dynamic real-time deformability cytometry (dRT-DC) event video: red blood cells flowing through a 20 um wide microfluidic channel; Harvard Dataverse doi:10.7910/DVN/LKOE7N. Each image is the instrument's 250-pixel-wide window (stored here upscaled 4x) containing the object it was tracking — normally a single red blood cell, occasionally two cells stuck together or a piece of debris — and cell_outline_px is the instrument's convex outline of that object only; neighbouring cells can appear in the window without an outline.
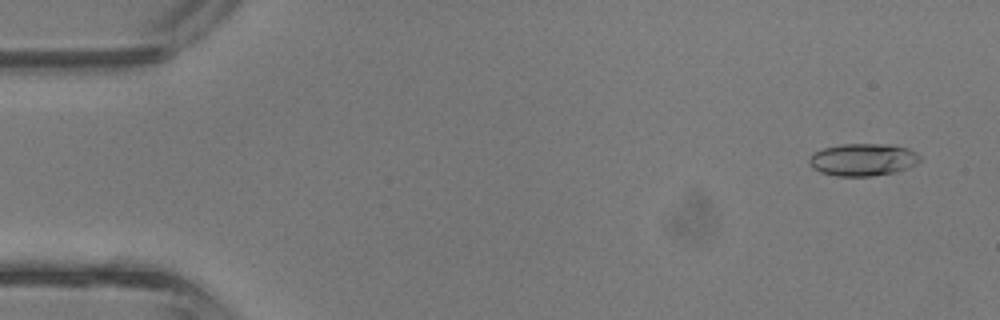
{"species": "common noctule bat (a hibernating species)", "species_latin": "Nyctalus noctula", "temperature_condition": "room temperature", "stored_images_in_passage": 5, "camera_frame_rate_fps": 3000, "um_per_image_px": 0.085, "animal": {"sex": "male", "body_mass_g": 13.3}, "frame": {"image": 1, "passage_image": 1, "time_ms": 0.0, "image_size_px": [1000, 320], "cell_outline_px": [[920, 160], [916, 164], [908, 168], [896, 172], [872, 176], [836, 176], [820, 172], [812, 168], [808, 164], [808, 160], [812, 152], [824, 148], [840, 144], [892, 144], [908, 148], [916, 152], [920, 156]], "centroid_in_image_um": [73.33, 13.57], "position_along_channel_um": 11.7, "area_um2": 21.21}}
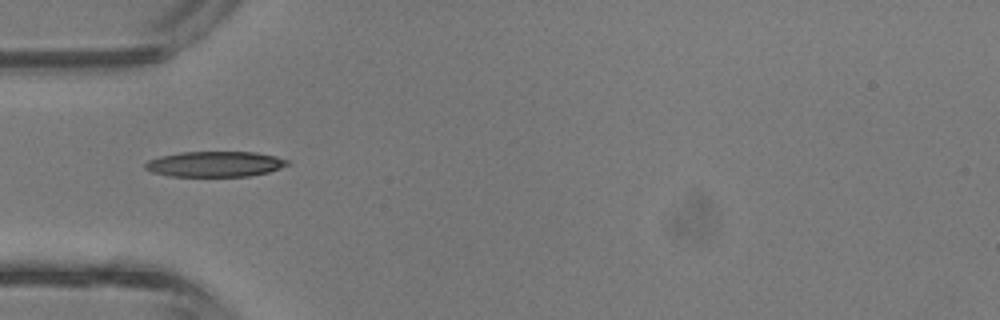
{"frame": {"image": 2, "passage_image": 4, "time_ms": 1.0, "image_size_px": [1000, 320], "cell_outline_px": [[288, 164], [280, 168], [268, 172], [248, 176], [168, 176], [152, 172], [144, 168], [144, 164], [148, 160], [160, 156], [180, 152], [256, 152], [276, 156], [288, 160]], "centroid_in_image_um": [18.24, 13.94], "position_along_channel_um": 66.8, "area_um2": 21.1}}
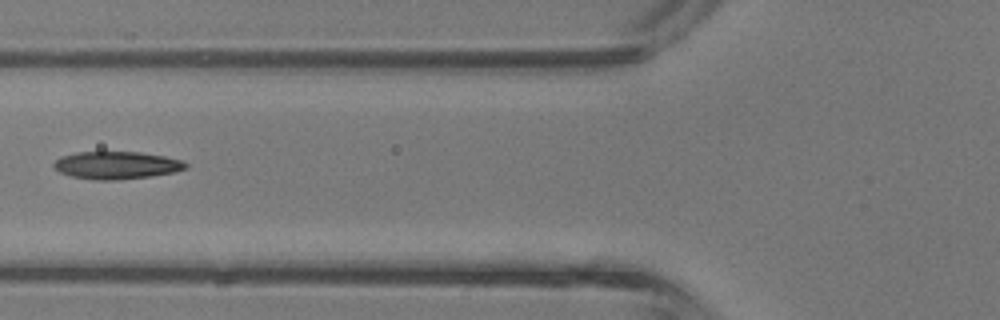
{"frame": {"image": 3, "passage_image": 5, "time_ms": 1.333, "image_size_px": [1000, 320], "cell_outline_px": [[188, 168], [172, 172], [148, 176], [116, 180], [92, 180], [72, 176], [60, 172], [52, 164], [60, 156], [76, 152], [140, 152], [164, 156], [184, 160], [188, 164]], "centroid_in_image_um": [9.91, 14.04], "position_along_channel_um": 115.9, "area_um2": 21.15}}